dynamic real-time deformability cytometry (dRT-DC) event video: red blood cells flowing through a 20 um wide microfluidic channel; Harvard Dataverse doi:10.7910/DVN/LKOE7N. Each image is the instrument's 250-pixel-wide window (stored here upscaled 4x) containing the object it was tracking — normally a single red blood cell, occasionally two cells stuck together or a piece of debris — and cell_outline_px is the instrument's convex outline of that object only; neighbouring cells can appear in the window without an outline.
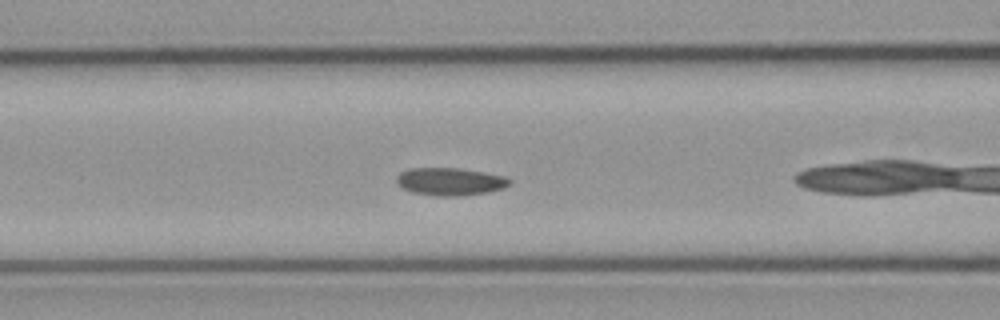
{"species": "common noctule bat (a hibernating species)", "species_latin": "Nyctalus noctula", "temperature_condition": "cold", "stored_images_in_passage": 25, "camera_frame_rate_fps": 3000, "um_per_image_px": 0.085, "animal": {"sex": "male", "body_mass_g": 23.1, "forearm_length_mm": 52.7}, "frame": {"image": 1, "passage_image": 7, "time_ms": 2.0, "image_size_px": [1000, 320], "cell_outline_px": [[512, 184], [504, 188], [488, 192], [460, 196], [436, 196], [412, 192], [404, 188], [396, 180], [396, 176], [400, 172], [412, 168], [460, 168], [484, 172], [504, 176], [512, 180]], "centroid_in_image_um": [38.3, 15.43], "position_along_channel_um": 128.3, "area_um2": 18.26}}
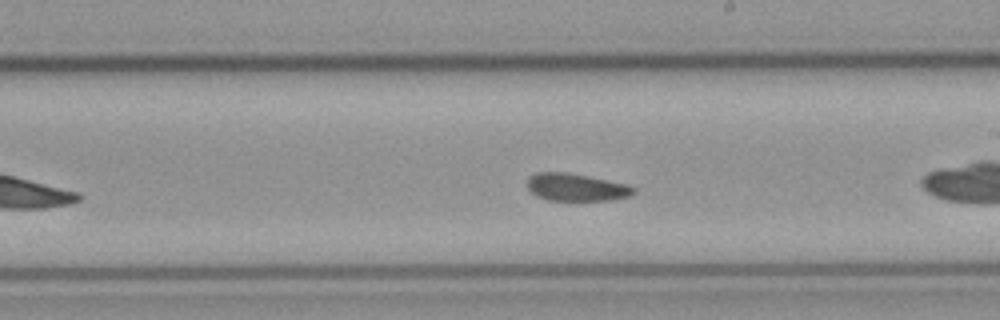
{"frame": {"image": 2, "passage_image": 16, "time_ms": 5.0, "image_size_px": [1000, 320], "cell_outline_px": [[636, 192], [628, 196], [608, 200], [548, 200], [536, 196], [528, 188], [528, 176], [536, 172], [568, 172], [628, 184], [636, 188]], "centroid_in_image_um": [48.97, 15.9], "position_along_channel_um": 240.0, "area_um2": 17.05}}
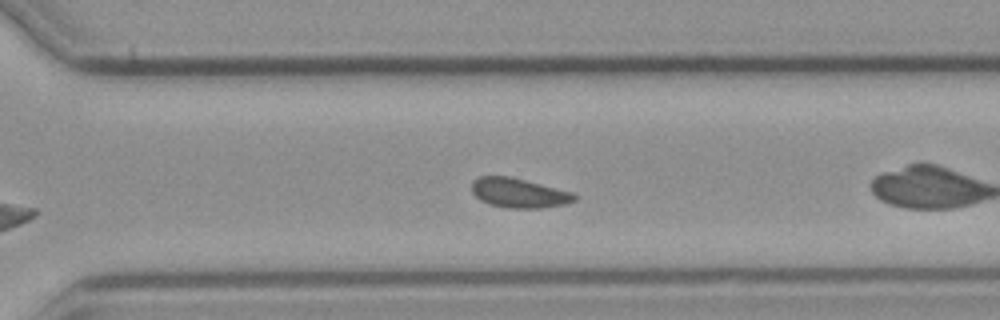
{"frame": {"image": 3, "passage_image": 23, "time_ms": 7.333, "image_size_px": [1000, 320], "cell_outline_px": [[580, 196], [576, 200], [564, 204], [540, 208], [504, 208], [488, 204], [480, 200], [472, 192], [472, 180], [480, 176], [512, 176], [576, 192]], "centroid_in_image_um": [44.16, 16.39], "position_along_channel_um": 326.4, "area_um2": 18.21}}